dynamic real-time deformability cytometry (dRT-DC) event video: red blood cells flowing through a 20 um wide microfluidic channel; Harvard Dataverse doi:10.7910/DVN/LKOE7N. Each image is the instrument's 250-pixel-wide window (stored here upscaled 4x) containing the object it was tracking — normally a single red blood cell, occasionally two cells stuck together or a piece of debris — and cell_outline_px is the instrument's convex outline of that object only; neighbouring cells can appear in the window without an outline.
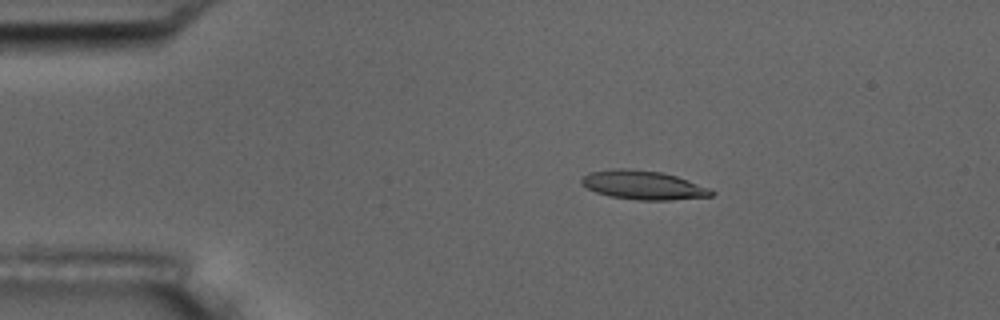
{"species": "common noctule bat (a hibernating species)", "species_latin": "Nyctalus noctula", "temperature_condition": "room temperature", "stored_images_in_passage": 5, "camera_frame_rate_fps": 3000, "um_per_image_px": 0.085, "animal": {"sex": "male", "body_mass_g": 17.5, "forearm_length_mm": 52.3}, "frame": {"image": 1, "passage_image": 2, "time_ms": 1.333, "image_size_px": [1000, 320], "cell_outline_px": [[716, 192], [712, 196], [672, 200], [636, 200], [612, 196], [596, 192], [580, 184], [580, 180], [588, 172], [612, 168], [624, 168], [660, 172], [676, 176], [688, 180], [708, 188]], "centroid_in_image_um": [54.65, 15.73], "position_along_channel_um": 30.4, "area_um2": 21.79}}